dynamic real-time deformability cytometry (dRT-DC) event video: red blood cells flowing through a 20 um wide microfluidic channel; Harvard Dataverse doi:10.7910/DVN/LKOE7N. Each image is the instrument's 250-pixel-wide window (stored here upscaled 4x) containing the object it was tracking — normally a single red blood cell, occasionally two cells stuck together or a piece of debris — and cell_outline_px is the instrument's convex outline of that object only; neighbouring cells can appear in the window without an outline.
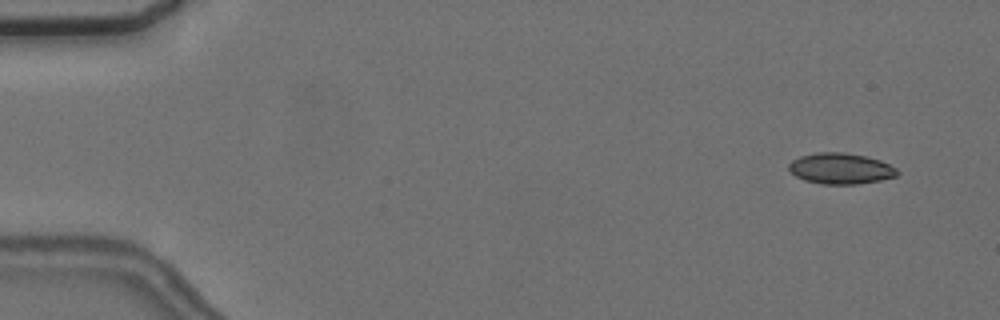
{"species": "common noctule bat (a hibernating species)", "species_latin": "Nyctalus noctula", "temperature_condition": "cold", "stored_images_in_passage": 6, "camera_frame_rate_fps": 3000, "um_per_image_px": 0.085, "animal": {"sex": "female", "body_mass_g": 24.6, "forearm_length_mm": 56.2}, "frame": {"image": 1, "passage_image": 1, "time_ms": 0.0, "image_size_px": [1000, 320], "cell_outline_px": [[900, 172], [896, 176], [880, 180], [860, 184], [820, 184], [804, 180], [796, 176], [788, 168], [788, 164], [792, 160], [800, 156], [816, 152], [844, 152], [864, 156], [880, 160], [896, 168]], "centroid_in_image_um": [71.44, 14.33], "position_along_channel_um": 13.6, "area_um2": 19.59}}
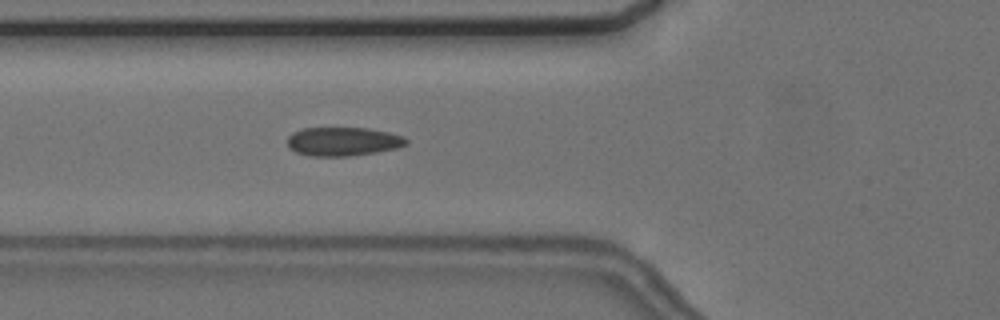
{"frame": {"image": 2, "passage_image": 6, "time_ms": 5.667, "image_size_px": [1000, 320], "cell_outline_px": [[408, 144], [396, 148], [376, 152], [348, 156], [312, 156], [296, 152], [288, 148], [288, 136], [292, 132], [304, 128], [368, 128], [388, 132], [404, 136], [408, 140]], "centroid_in_image_um": [29.16, 12.02], "position_along_channel_um": 96.6, "area_um2": 19.94}}